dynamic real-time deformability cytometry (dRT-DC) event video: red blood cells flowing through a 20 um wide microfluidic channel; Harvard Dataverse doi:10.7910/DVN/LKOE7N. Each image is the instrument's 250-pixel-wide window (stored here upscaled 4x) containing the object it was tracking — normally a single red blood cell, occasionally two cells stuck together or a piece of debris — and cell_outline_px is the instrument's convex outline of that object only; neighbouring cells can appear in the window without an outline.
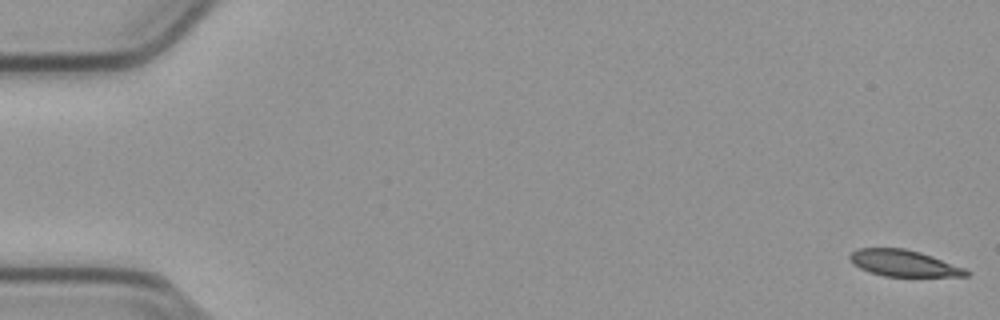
{"species": "common noctule bat (a hibernating species)", "species_latin": "Nyctalus noctula", "temperature_condition": "cold", "stored_images_in_passage": 55, "camera_frame_rate_fps": 3000, "um_per_image_px": 0.085, "animal": {"sex": "male", "body_mass_g": 23.1, "forearm_length_mm": 52.7}, "frame": {"image": 1, "passage_image": 1, "time_ms": 0.0, "image_size_px": [1000, 320], "cell_outline_px": [[972, 272], [968, 276], [884, 276], [860, 268], [852, 264], [848, 256], [856, 248], [904, 248], [920, 252], [932, 256], [964, 268]], "centroid_in_image_um": [76.8, 22.36], "position_along_channel_um": 8.2, "area_um2": 17.8}}
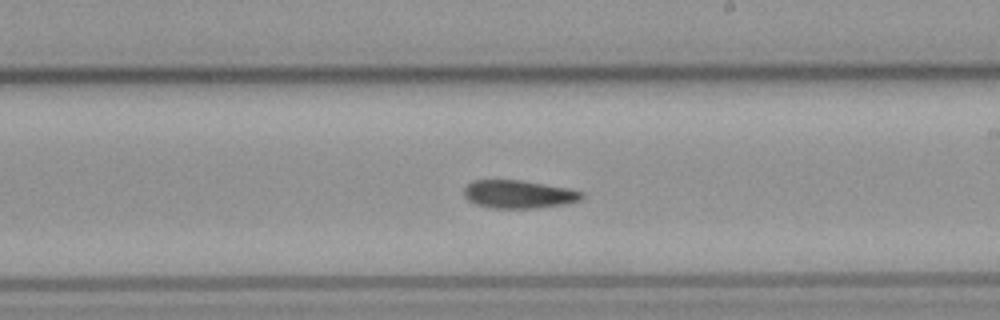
{"frame": {"image": 2, "passage_image": 32, "time_ms": 10.333, "image_size_px": [1000, 320], "cell_outline_px": [[584, 196], [580, 200], [564, 204], [540, 208], [488, 208], [476, 204], [468, 200], [464, 196], [464, 188], [472, 180], [520, 180], [568, 188], [584, 192]], "centroid_in_image_um": [44.08, 16.51], "position_along_channel_um": 244.9, "area_um2": 19.36}}
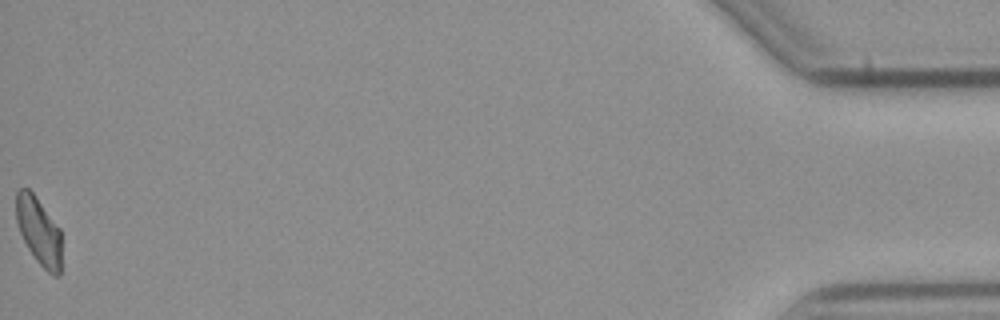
{"frame": {"image": 3, "passage_image": 55, "time_ms": 18.0, "image_size_px": [1000, 320], "cell_outline_px": [[60, 276], [52, 276], [36, 260], [28, 248], [20, 232], [16, 220], [16, 192], [20, 188], [28, 188], [36, 196], [60, 228]], "centroid_in_image_um": [3.29, 19.62], "position_along_channel_um": 431.9, "area_um2": 17.8}, "authors_computed_cell_mechanics": {"area_um2": 19.4208, "velocity_mm_per_s": 3.7851, "shape_relaxation_time_tau1_ms": 10.8444, "shape_relaxation_time_tau2_ms": null, "deformation_change_tau1": 0.2021, "deformation_change_tau2": null}}